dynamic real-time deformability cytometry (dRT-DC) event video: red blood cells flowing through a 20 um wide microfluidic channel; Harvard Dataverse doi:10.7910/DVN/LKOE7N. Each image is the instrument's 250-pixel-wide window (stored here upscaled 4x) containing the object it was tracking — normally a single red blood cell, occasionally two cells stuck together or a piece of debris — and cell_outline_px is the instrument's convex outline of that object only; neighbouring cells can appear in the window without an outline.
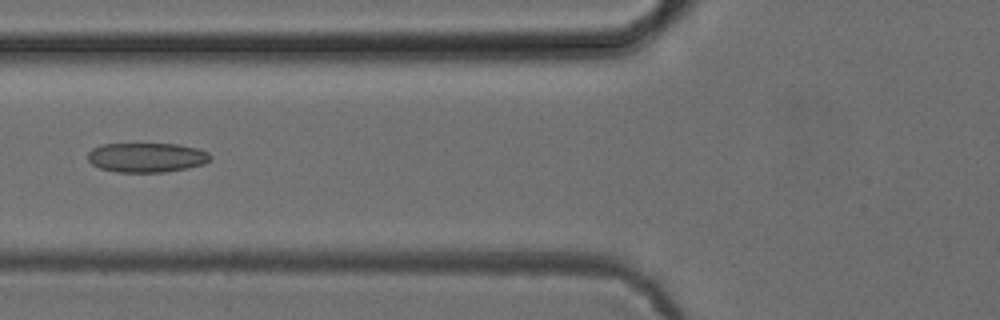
{"species": "common noctule bat (a hibernating species)", "species_latin": "Nyctalus noctula", "temperature_condition": "cold", "stored_images_in_passage": 7, "camera_frame_rate_fps": 3000, "um_per_image_px": 0.085, "animal": {"sex": "female", "body_mass_g": 24.6, "forearm_length_mm": 56.2}, "frame": {"image": 1, "passage_image": 6, "time_ms": 6.333, "image_size_px": [1000, 320], "cell_outline_px": [[212, 160], [204, 164], [188, 168], [164, 172], [116, 172], [100, 168], [92, 164], [88, 160], [88, 152], [92, 148], [104, 144], [176, 144], [196, 148], [208, 152], [212, 156]], "centroid_in_image_um": [12.48, 13.39], "position_along_channel_um": 113.3, "area_um2": 21.15}}
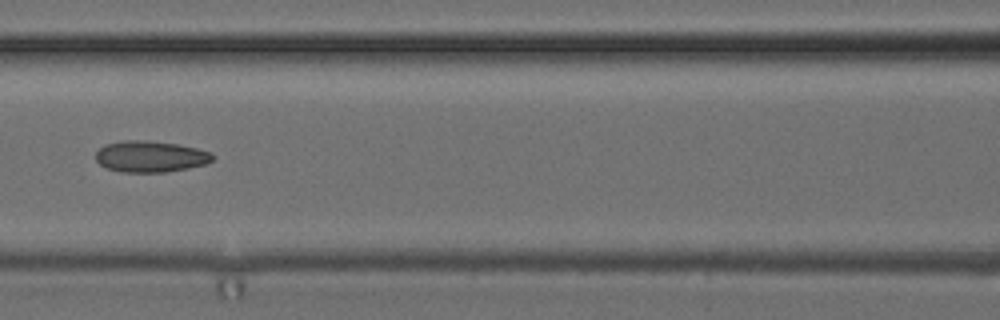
{"frame": {"image": 2, "passage_image": 7, "time_ms": 7.333, "image_size_px": [1000, 320], "cell_outline_px": [[216, 156], [212, 160], [204, 164], [188, 168], [164, 172], [120, 172], [108, 168], [100, 164], [96, 160], [96, 152], [104, 144], [124, 140], [148, 140], [176, 144], [196, 148], [212, 152]], "centroid_in_image_um": [12.78, 13.3], "position_along_channel_um": 153.8, "area_um2": 21.33}}